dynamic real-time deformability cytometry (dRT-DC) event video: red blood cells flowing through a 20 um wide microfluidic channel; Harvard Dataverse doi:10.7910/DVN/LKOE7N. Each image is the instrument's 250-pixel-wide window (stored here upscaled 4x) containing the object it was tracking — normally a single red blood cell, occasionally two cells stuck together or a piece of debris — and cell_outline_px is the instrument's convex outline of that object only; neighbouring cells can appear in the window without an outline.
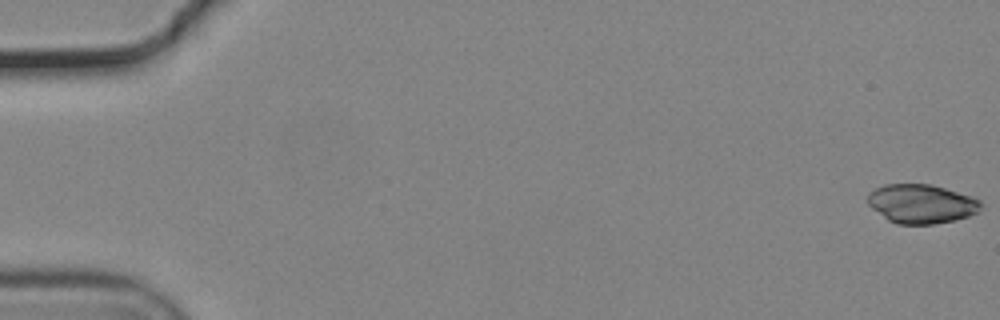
{"species": "common noctule bat (a hibernating species)", "species_latin": "Nyctalus noctula", "temperature_condition": "cold", "stored_images_in_passage": 14, "camera_frame_rate_fps": 3000, "um_per_image_px": 0.085, "animal": {"sex": "male", "body_mass_g": 19.2, "forearm_length_mm": 51.8}, "frame": {"image": 1, "passage_image": 1, "time_ms": 0.0, "image_size_px": [1000, 320], "cell_outline_px": [[984, 208], [980, 212], [956, 220], [932, 224], [896, 224], [888, 220], [872, 208], [868, 204], [868, 192], [884, 184], [932, 184], [972, 196], [980, 200]], "centroid_in_image_um": [78.36, 17.32], "position_along_channel_um": 6.6, "area_um2": 26.01}}